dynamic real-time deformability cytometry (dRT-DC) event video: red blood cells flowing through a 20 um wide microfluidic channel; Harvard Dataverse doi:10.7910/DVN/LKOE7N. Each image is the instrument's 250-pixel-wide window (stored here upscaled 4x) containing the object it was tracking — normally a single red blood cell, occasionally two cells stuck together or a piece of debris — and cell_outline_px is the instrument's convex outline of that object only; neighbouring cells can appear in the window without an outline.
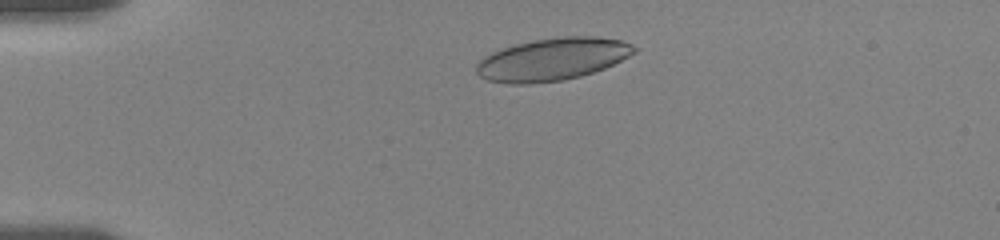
{"species": "human", "species_latin": "Homo sapiens", "temperature_condition": "room temperature", "stored_images_in_passage": 16, "camera_frame_rate_fps": 3000, "um_per_image_px": 0.085, "donor": {"sex": "female"}, "frame": {"image": 1, "passage_image": 6, "time_ms": 2.0, "image_size_px": [1000, 240], "cell_outline_px": [[636, 52], [604, 68], [580, 76], [564, 80], [528, 84], [508, 84], [488, 80], [480, 76], [476, 72], [476, 64], [484, 56], [492, 52], [516, 44], [532, 40], [564, 36], [592, 36], [620, 40], [632, 44], [636, 48]], "centroid_in_image_um": [46.93, 5.04], "position_along_channel_um": 38.1, "area_um2": 38.84}}
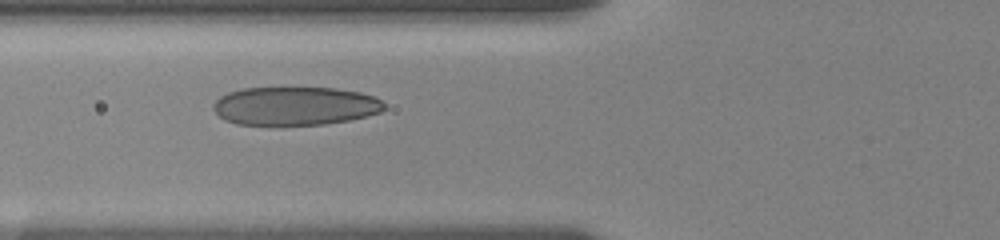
{"frame": {"image": 2, "passage_image": 13, "time_ms": 5.0, "image_size_px": [1000, 240], "cell_outline_px": [[384, 108], [380, 112], [368, 116], [348, 120], [324, 124], [236, 124], [224, 120], [212, 108], [212, 104], [220, 96], [228, 92], [244, 88], [336, 88], [360, 92], [372, 96], [380, 100], [384, 104]], "centroid_in_image_um": [25.06, 9.0], "position_along_channel_um": 100.7, "area_um2": 38.09}}
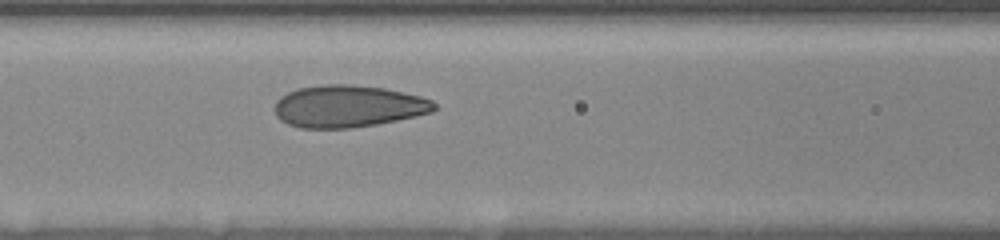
{"frame": {"image": 3, "passage_image": 16, "time_ms": 6.0, "image_size_px": [1000, 240], "cell_outline_px": [[436, 108], [432, 112], [416, 116], [376, 124], [352, 128], [300, 128], [288, 124], [280, 120], [276, 116], [276, 100], [280, 96], [296, 88], [324, 84], [352, 84], [384, 88], [420, 96], [432, 100], [436, 104]], "centroid_in_image_um": [29.57, 9.03], "position_along_channel_um": 137.0, "area_um2": 39.25}}